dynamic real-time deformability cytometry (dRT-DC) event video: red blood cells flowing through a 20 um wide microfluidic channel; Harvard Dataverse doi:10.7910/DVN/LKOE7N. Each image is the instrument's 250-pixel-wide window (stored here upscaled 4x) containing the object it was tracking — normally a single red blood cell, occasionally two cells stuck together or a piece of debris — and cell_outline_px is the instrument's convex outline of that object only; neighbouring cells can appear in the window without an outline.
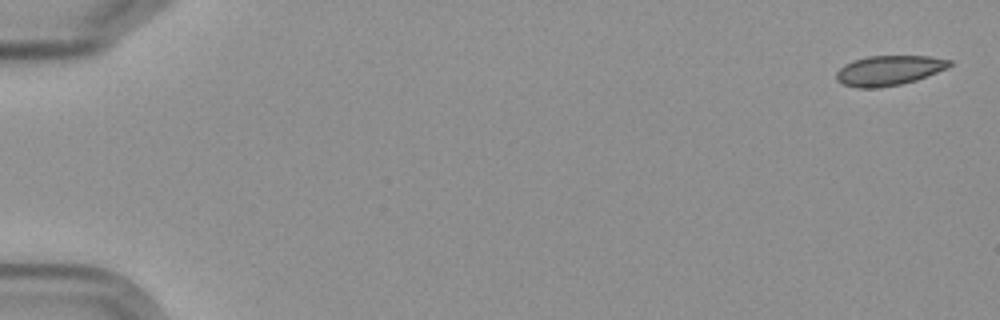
{"species": "Egyptian fruit bat (a non-hibernating species)", "species_latin": "Rousettus aegyptiacus", "temperature_condition": "cold", "stored_images_in_passage": 5, "camera_frame_rate_fps": 3000, "um_per_image_px": 0.085, "frame": {"image": 1, "passage_image": 1, "time_ms": 0.0, "image_size_px": [1000, 320], "cell_outline_px": [[952, 64], [948, 68], [916, 80], [900, 84], [880, 88], [856, 88], [844, 84], [836, 80], [836, 72], [844, 64], [852, 60], [868, 56], [932, 56], [952, 60]], "centroid_in_image_um": [75.55, 5.98], "position_along_channel_um": 9.4, "area_um2": 19.88}}